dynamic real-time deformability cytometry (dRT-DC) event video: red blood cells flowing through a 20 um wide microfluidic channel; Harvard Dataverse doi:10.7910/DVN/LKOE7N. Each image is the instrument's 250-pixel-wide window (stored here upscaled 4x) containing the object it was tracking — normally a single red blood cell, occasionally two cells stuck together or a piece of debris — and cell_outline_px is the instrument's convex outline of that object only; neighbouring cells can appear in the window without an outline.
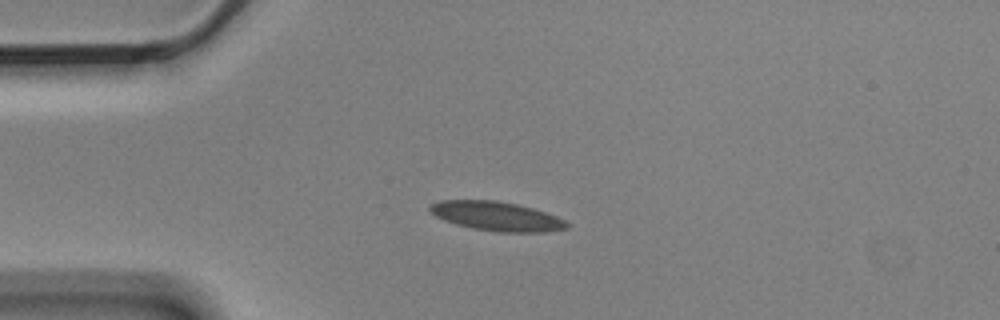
{"species": "Egyptian fruit bat (a non-hibernating species)", "species_latin": "Rousettus aegyptiacus", "temperature_condition": "cold", "stored_images_in_passage": 5, "camera_frame_rate_fps": 3000, "um_per_image_px": 0.085, "animal": {"sex": "male"}, "frame": {"image": 1, "passage_image": 4, "time_ms": 1.0, "image_size_px": [1000, 320], "cell_outline_px": [[568, 228], [544, 232], [496, 232], [472, 228], [456, 224], [444, 220], [428, 212], [428, 208], [432, 204], [440, 200], [496, 200], [516, 204], [532, 208], [556, 216], [564, 220], [568, 224]], "centroid_in_image_um": [42.17, 18.38], "position_along_channel_um": 42.8, "area_um2": 23.24}}